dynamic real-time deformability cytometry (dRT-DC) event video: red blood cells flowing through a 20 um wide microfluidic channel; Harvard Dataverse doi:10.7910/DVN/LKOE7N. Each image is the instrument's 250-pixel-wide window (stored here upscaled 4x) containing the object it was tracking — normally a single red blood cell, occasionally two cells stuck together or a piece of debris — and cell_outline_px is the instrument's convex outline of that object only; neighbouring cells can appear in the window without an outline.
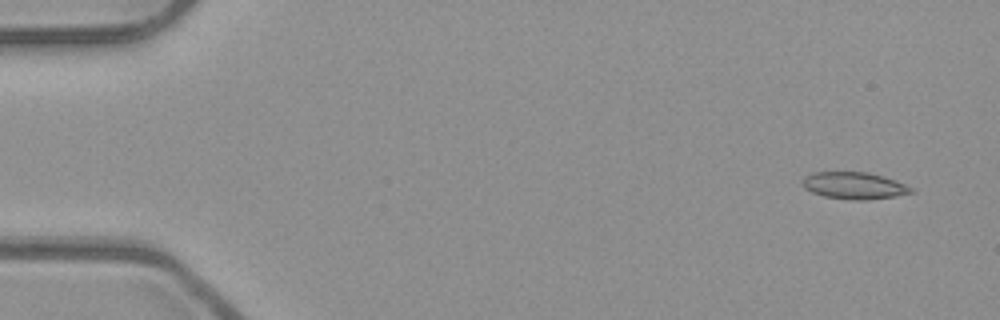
{"species": "common noctule bat (a hibernating species)", "species_latin": "Nyctalus noctula", "temperature_condition": "room temperature", "stored_images_in_passage": 7, "camera_frame_rate_fps": 3000, "um_per_image_px": 0.085, "animal": {"sex": "male", "body_mass_g": 23.1, "forearm_length_mm": 52.7}, "frame": {"image": 1, "passage_image": 1, "time_ms": 0.0, "image_size_px": [1000, 320], "cell_outline_px": [[916, 192], [896, 196], [868, 200], [852, 200], [824, 196], [812, 192], [804, 188], [800, 184], [800, 180], [804, 176], [812, 172], [868, 172], [884, 176], [896, 180], [912, 188]], "centroid_in_image_um": [72.58, 15.77], "position_along_channel_um": 12.4, "area_um2": 17.34}}
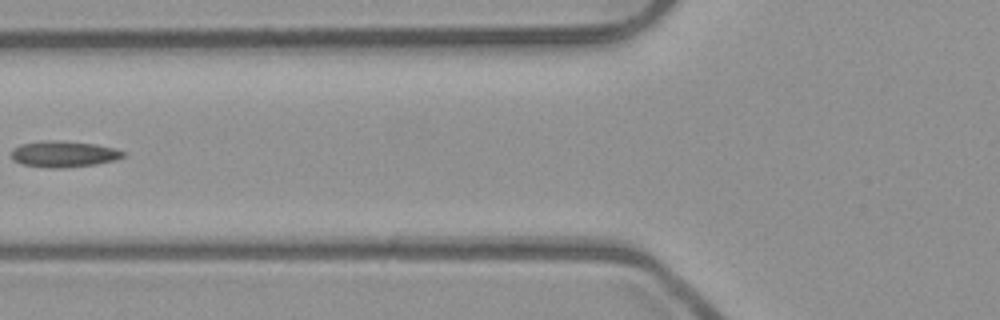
{"frame": {"image": 2, "passage_image": 6, "time_ms": 1.667, "image_size_px": [1000, 320], "cell_outline_px": [[124, 156], [112, 160], [96, 164], [64, 168], [52, 168], [24, 164], [12, 160], [12, 152], [20, 144], [40, 140], [60, 140], [96, 144], [116, 148], [124, 152]], "centroid_in_image_um": [5.41, 13.08], "position_along_channel_um": 120.4, "area_um2": 16.99}}
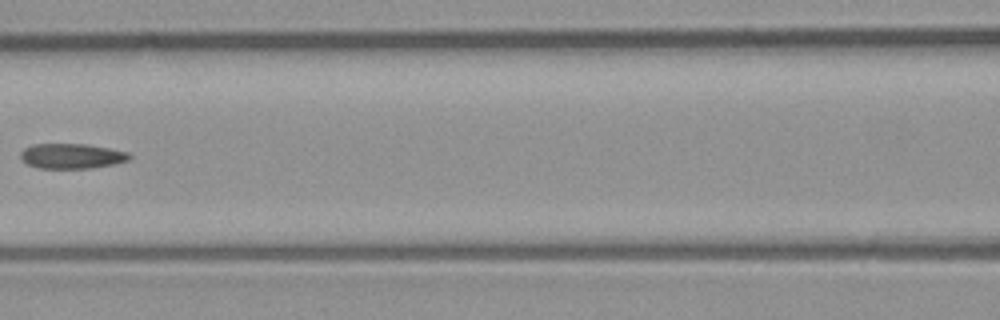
{"frame": {"image": 3, "passage_image": 7, "time_ms": 2.0, "image_size_px": [1000, 320], "cell_outline_px": [[132, 156], [128, 160], [112, 164], [88, 168], [40, 168], [28, 164], [20, 160], [20, 152], [24, 148], [32, 144], [84, 144], [108, 148], [128, 152]], "centroid_in_image_um": [6.05, 13.26], "position_along_channel_um": 160.6, "area_um2": 15.78}}